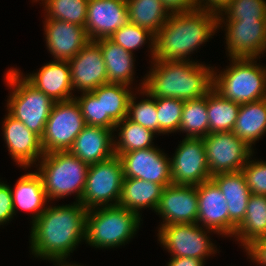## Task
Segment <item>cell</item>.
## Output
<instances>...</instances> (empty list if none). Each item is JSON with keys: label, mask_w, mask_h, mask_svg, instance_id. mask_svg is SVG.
<instances>
[{"label": "cell", "mask_w": 266, "mask_h": 266, "mask_svg": "<svg viewBox=\"0 0 266 266\" xmlns=\"http://www.w3.org/2000/svg\"><path fill=\"white\" fill-rule=\"evenodd\" d=\"M88 210L80 203L47 205L31 224L30 249L42 260L67 259L85 241Z\"/></svg>", "instance_id": "1"}, {"label": "cell", "mask_w": 266, "mask_h": 266, "mask_svg": "<svg viewBox=\"0 0 266 266\" xmlns=\"http://www.w3.org/2000/svg\"><path fill=\"white\" fill-rule=\"evenodd\" d=\"M218 29V14L205 9L170 14L154 35V60H190V54L211 39Z\"/></svg>", "instance_id": "2"}, {"label": "cell", "mask_w": 266, "mask_h": 266, "mask_svg": "<svg viewBox=\"0 0 266 266\" xmlns=\"http://www.w3.org/2000/svg\"><path fill=\"white\" fill-rule=\"evenodd\" d=\"M144 90L154 98L199 99L213 87V67L192 60H152Z\"/></svg>", "instance_id": "3"}, {"label": "cell", "mask_w": 266, "mask_h": 266, "mask_svg": "<svg viewBox=\"0 0 266 266\" xmlns=\"http://www.w3.org/2000/svg\"><path fill=\"white\" fill-rule=\"evenodd\" d=\"M257 60L229 58V66L220 72L213 66L212 88L223 98L240 105L265 99L266 66L263 67Z\"/></svg>", "instance_id": "4"}, {"label": "cell", "mask_w": 266, "mask_h": 266, "mask_svg": "<svg viewBox=\"0 0 266 266\" xmlns=\"http://www.w3.org/2000/svg\"><path fill=\"white\" fill-rule=\"evenodd\" d=\"M35 166L50 203L54 199L59 200L74 193L75 202L81 200L89 167L87 163L69 151H55L44 153Z\"/></svg>", "instance_id": "5"}, {"label": "cell", "mask_w": 266, "mask_h": 266, "mask_svg": "<svg viewBox=\"0 0 266 266\" xmlns=\"http://www.w3.org/2000/svg\"><path fill=\"white\" fill-rule=\"evenodd\" d=\"M141 216L120 206L88 210L85 242L91 247L110 249L130 242L141 226Z\"/></svg>", "instance_id": "6"}, {"label": "cell", "mask_w": 266, "mask_h": 266, "mask_svg": "<svg viewBox=\"0 0 266 266\" xmlns=\"http://www.w3.org/2000/svg\"><path fill=\"white\" fill-rule=\"evenodd\" d=\"M23 75L18 68H10L5 74L6 85L11 89L6 109L11 116L41 138L55 102L32 86Z\"/></svg>", "instance_id": "7"}, {"label": "cell", "mask_w": 266, "mask_h": 266, "mask_svg": "<svg viewBox=\"0 0 266 266\" xmlns=\"http://www.w3.org/2000/svg\"><path fill=\"white\" fill-rule=\"evenodd\" d=\"M123 167L116 155L88 167L85 188L79 201L87 210L117 206L123 185Z\"/></svg>", "instance_id": "8"}, {"label": "cell", "mask_w": 266, "mask_h": 266, "mask_svg": "<svg viewBox=\"0 0 266 266\" xmlns=\"http://www.w3.org/2000/svg\"><path fill=\"white\" fill-rule=\"evenodd\" d=\"M157 231L160 245L167 249L171 257H191L205 261L218 251L207 235L216 232L197 223L159 226Z\"/></svg>", "instance_id": "9"}, {"label": "cell", "mask_w": 266, "mask_h": 266, "mask_svg": "<svg viewBox=\"0 0 266 266\" xmlns=\"http://www.w3.org/2000/svg\"><path fill=\"white\" fill-rule=\"evenodd\" d=\"M85 126L80 105L75 98L55 102L41 137L44 153L69 151Z\"/></svg>", "instance_id": "10"}, {"label": "cell", "mask_w": 266, "mask_h": 266, "mask_svg": "<svg viewBox=\"0 0 266 266\" xmlns=\"http://www.w3.org/2000/svg\"><path fill=\"white\" fill-rule=\"evenodd\" d=\"M203 140L211 176L241 171L255 153L233 131L210 133Z\"/></svg>", "instance_id": "11"}, {"label": "cell", "mask_w": 266, "mask_h": 266, "mask_svg": "<svg viewBox=\"0 0 266 266\" xmlns=\"http://www.w3.org/2000/svg\"><path fill=\"white\" fill-rule=\"evenodd\" d=\"M170 158L172 184L200 185L211 179L203 138L185 137Z\"/></svg>", "instance_id": "12"}, {"label": "cell", "mask_w": 266, "mask_h": 266, "mask_svg": "<svg viewBox=\"0 0 266 266\" xmlns=\"http://www.w3.org/2000/svg\"><path fill=\"white\" fill-rule=\"evenodd\" d=\"M223 24L228 57L260 59L266 52V19L218 21V29Z\"/></svg>", "instance_id": "13"}, {"label": "cell", "mask_w": 266, "mask_h": 266, "mask_svg": "<svg viewBox=\"0 0 266 266\" xmlns=\"http://www.w3.org/2000/svg\"><path fill=\"white\" fill-rule=\"evenodd\" d=\"M118 157L124 178H138L163 187L172 184L170 158L157 146L122 153Z\"/></svg>", "instance_id": "14"}, {"label": "cell", "mask_w": 266, "mask_h": 266, "mask_svg": "<svg viewBox=\"0 0 266 266\" xmlns=\"http://www.w3.org/2000/svg\"><path fill=\"white\" fill-rule=\"evenodd\" d=\"M2 126L4 142L10 157L20 168H25V171L29 167L31 169L44 155L41 138L8 112Z\"/></svg>", "instance_id": "15"}, {"label": "cell", "mask_w": 266, "mask_h": 266, "mask_svg": "<svg viewBox=\"0 0 266 266\" xmlns=\"http://www.w3.org/2000/svg\"><path fill=\"white\" fill-rule=\"evenodd\" d=\"M155 212L163 219L160 226L197 223V186L171 184L164 187Z\"/></svg>", "instance_id": "16"}, {"label": "cell", "mask_w": 266, "mask_h": 266, "mask_svg": "<svg viewBox=\"0 0 266 266\" xmlns=\"http://www.w3.org/2000/svg\"><path fill=\"white\" fill-rule=\"evenodd\" d=\"M129 22L126 0H89L85 31L89 40L110 38Z\"/></svg>", "instance_id": "17"}, {"label": "cell", "mask_w": 266, "mask_h": 266, "mask_svg": "<svg viewBox=\"0 0 266 266\" xmlns=\"http://www.w3.org/2000/svg\"><path fill=\"white\" fill-rule=\"evenodd\" d=\"M73 91L92 92L107 84L106 65L99 45L90 40L82 50L69 61Z\"/></svg>", "instance_id": "18"}, {"label": "cell", "mask_w": 266, "mask_h": 266, "mask_svg": "<svg viewBox=\"0 0 266 266\" xmlns=\"http://www.w3.org/2000/svg\"><path fill=\"white\" fill-rule=\"evenodd\" d=\"M44 36L53 60L69 61L90 41L84 26L57 19H45Z\"/></svg>", "instance_id": "19"}, {"label": "cell", "mask_w": 266, "mask_h": 266, "mask_svg": "<svg viewBox=\"0 0 266 266\" xmlns=\"http://www.w3.org/2000/svg\"><path fill=\"white\" fill-rule=\"evenodd\" d=\"M197 224L209 228L219 236L229 237L227 202L217 185L210 179L197 185Z\"/></svg>", "instance_id": "20"}, {"label": "cell", "mask_w": 266, "mask_h": 266, "mask_svg": "<svg viewBox=\"0 0 266 266\" xmlns=\"http://www.w3.org/2000/svg\"><path fill=\"white\" fill-rule=\"evenodd\" d=\"M32 86L42 91L54 102L74 99L71 69L68 61L53 60L32 74L23 76Z\"/></svg>", "instance_id": "21"}, {"label": "cell", "mask_w": 266, "mask_h": 266, "mask_svg": "<svg viewBox=\"0 0 266 266\" xmlns=\"http://www.w3.org/2000/svg\"><path fill=\"white\" fill-rule=\"evenodd\" d=\"M227 202L229 213V237L245 218L248 200L251 196L242 171L219 173L211 176Z\"/></svg>", "instance_id": "22"}, {"label": "cell", "mask_w": 266, "mask_h": 266, "mask_svg": "<svg viewBox=\"0 0 266 266\" xmlns=\"http://www.w3.org/2000/svg\"><path fill=\"white\" fill-rule=\"evenodd\" d=\"M113 133L112 129L86 125L69 152L88 165L108 160L115 155Z\"/></svg>", "instance_id": "23"}, {"label": "cell", "mask_w": 266, "mask_h": 266, "mask_svg": "<svg viewBox=\"0 0 266 266\" xmlns=\"http://www.w3.org/2000/svg\"><path fill=\"white\" fill-rule=\"evenodd\" d=\"M11 194L14 207V215L21 209L31 212L33 223L46 209L49 200L47 199L41 176L35 172H27L11 187ZM48 202V203H47Z\"/></svg>", "instance_id": "24"}, {"label": "cell", "mask_w": 266, "mask_h": 266, "mask_svg": "<svg viewBox=\"0 0 266 266\" xmlns=\"http://www.w3.org/2000/svg\"><path fill=\"white\" fill-rule=\"evenodd\" d=\"M133 86L121 83H107L94 89L92 93L101 100L102 127L112 129L127 117L129 100L134 93Z\"/></svg>", "instance_id": "25"}, {"label": "cell", "mask_w": 266, "mask_h": 266, "mask_svg": "<svg viewBox=\"0 0 266 266\" xmlns=\"http://www.w3.org/2000/svg\"><path fill=\"white\" fill-rule=\"evenodd\" d=\"M95 42L99 45L103 54L107 83H121L132 86L135 78L134 62L136 60L133 57L134 55L110 38H102Z\"/></svg>", "instance_id": "26"}, {"label": "cell", "mask_w": 266, "mask_h": 266, "mask_svg": "<svg viewBox=\"0 0 266 266\" xmlns=\"http://www.w3.org/2000/svg\"><path fill=\"white\" fill-rule=\"evenodd\" d=\"M163 186L138 178H124L118 206L124 207L139 216L143 208L156 211Z\"/></svg>", "instance_id": "27"}, {"label": "cell", "mask_w": 266, "mask_h": 266, "mask_svg": "<svg viewBox=\"0 0 266 266\" xmlns=\"http://www.w3.org/2000/svg\"><path fill=\"white\" fill-rule=\"evenodd\" d=\"M233 133L253 149L266 133V98L240 105Z\"/></svg>", "instance_id": "28"}, {"label": "cell", "mask_w": 266, "mask_h": 266, "mask_svg": "<svg viewBox=\"0 0 266 266\" xmlns=\"http://www.w3.org/2000/svg\"><path fill=\"white\" fill-rule=\"evenodd\" d=\"M266 236V195L251 194L245 213V218L236 228L235 240L243 249L253 242ZM241 242V243H240Z\"/></svg>", "instance_id": "29"}, {"label": "cell", "mask_w": 266, "mask_h": 266, "mask_svg": "<svg viewBox=\"0 0 266 266\" xmlns=\"http://www.w3.org/2000/svg\"><path fill=\"white\" fill-rule=\"evenodd\" d=\"M115 131L118 133V139L116 138V133H114V154L116 156L134 150L154 147L153 138L158 135L154 131L129 120L127 117L115 125Z\"/></svg>", "instance_id": "30"}, {"label": "cell", "mask_w": 266, "mask_h": 266, "mask_svg": "<svg viewBox=\"0 0 266 266\" xmlns=\"http://www.w3.org/2000/svg\"><path fill=\"white\" fill-rule=\"evenodd\" d=\"M129 22L155 35L170 16L160 0H126Z\"/></svg>", "instance_id": "31"}, {"label": "cell", "mask_w": 266, "mask_h": 266, "mask_svg": "<svg viewBox=\"0 0 266 266\" xmlns=\"http://www.w3.org/2000/svg\"><path fill=\"white\" fill-rule=\"evenodd\" d=\"M240 104L223 98L213 88L207 93L209 134L233 131Z\"/></svg>", "instance_id": "32"}, {"label": "cell", "mask_w": 266, "mask_h": 266, "mask_svg": "<svg viewBox=\"0 0 266 266\" xmlns=\"http://www.w3.org/2000/svg\"><path fill=\"white\" fill-rule=\"evenodd\" d=\"M179 132L191 138H204L209 134L207 94L184 102Z\"/></svg>", "instance_id": "33"}, {"label": "cell", "mask_w": 266, "mask_h": 266, "mask_svg": "<svg viewBox=\"0 0 266 266\" xmlns=\"http://www.w3.org/2000/svg\"><path fill=\"white\" fill-rule=\"evenodd\" d=\"M142 82L139 83L137 92L133 93L128 105L127 118L141 126L148 128L155 133L159 134V123L156 110V98L151 96L144 88V78ZM139 93L146 99H141V101L136 102V95Z\"/></svg>", "instance_id": "34"}, {"label": "cell", "mask_w": 266, "mask_h": 266, "mask_svg": "<svg viewBox=\"0 0 266 266\" xmlns=\"http://www.w3.org/2000/svg\"><path fill=\"white\" fill-rule=\"evenodd\" d=\"M44 6L45 19H57L84 26L89 0H38Z\"/></svg>", "instance_id": "35"}, {"label": "cell", "mask_w": 266, "mask_h": 266, "mask_svg": "<svg viewBox=\"0 0 266 266\" xmlns=\"http://www.w3.org/2000/svg\"><path fill=\"white\" fill-rule=\"evenodd\" d=\"M110 39L132 54H134V50H138L148 43L151 60H154V35L147 29L128 22L123 27L117 29L110 36Z\"/></svg>", "instance_id": "36"}, {"label": "cell", "mask_w": 266, "mask_h": 266, "mask_svg": "<svg viewBox=\"0 0 266 266\" xmlns=\"http://www.w3.org/2000/svg\"><path fill=\"white\" fill-rule=\"evenodd\" d=\"M263 19H266V0H231L218 14V21Z\"/></svg>", "instance_id": "37"}, {"label": "cell", "mask_w": 266, "mask_h": 266, "mask_svg": "<svg viewBox=\"0 0 266 266\" xmlns=\"http://www.w3.org/2000/svg\"><path fill=\"white\" fill-rule=\"evenodd\" d=\"M184 102L180 99L156 98L159 135L179 131Z\"/></svg>", "instance_id": "38"}, {"label": "cell", "mask_w": 266, "mask_h": 266, "mask_svg": "<svg viewBox=\"0 0 266 266\" xmlns=\"http://www.w3.org/2000/svg\"><path fill=\"white\" fill-rule=\"evenodd\" d=\"M241 171L251 194L266 195V161H254L252 154Z\"/></svg>", "instance_id": "39"}, {"label": "cell", "mask_w": 266, "mask_h": 266, "mask_svg": "<svg viewBox=\"0 0 266 266\" xmlns=\"http://www.w3.org/2000/svg\"><path fill=\"white\" fill-rule=\"evenodd\" d=\"M74 98L80 105L86 125L102 127L101 100H98L92 92H83Z\"/></svg>", "instance_id": "40"}, {"label": "cell", "mask_w": 266, "mask_h": 266, "mask_svg": "<svg viewBox=\"0 0 266 266\" xmlns=\"http://www.w3.org/2000/svg\"><path fill=\"white\" fill-rule=\"evenodd\" d=\"M14 216L11 186L0 180V225L9 223Z\"/></svg>", "instance_id": "41"}, {"label": "cell", "mask_w": 266, "mask_h": 266, "mask_svg": "<svg viewBox=\"0 0 266 266\" xmlns=\"http://www.w3.org/2000/svg\"><path fill=\"white\" fill-rule=\"evenodd\" d=\"M248 258L259 266H266V236L257 239L245 249Z\"/></svg>", "instance_id": "42"}, {"label": "cell", "mask_w": 266, "mask_h": 266, "mask_svg": "<svg viewBox=\"0 0 266 266\" xmlns=\"http://www.w3.org/2000/svg\"><path fill=\"white\" fill-rule=\"evenodd\" d=\"M169 14L186 13L197 9V0H160Z\"/></svg>", "instance_id": "43"}, {"label": "cell", "mask_w": 266, "mask_h": 266, "mask_svg": "<svg viewBox=\"0 0 266 266\" xmlns=\"http://www.w3.org/2000/svg\"><path fill=\"white\" fill-rule=\"evenodd\" d=\"M231 0H197V8L219 14Z\"/></svg>", "instance_id": "44"}, {"label": "cell", "mask_w": 266, "mask_h": 266, "mask_svg": "<svg viewBox=\"0 0 266 266\" xmlns=\"http://www.w3.org/2000/svg\"><path fill=\"white\" fill-rule=\"evenodd\" d=\"M205 261L191 257H171L167 266H204Z\"/></svg>", "instance_id": "45"}, {"label": "cell", "mask_w": 266, "mask_h": 266, "mask_svg": "<svg viewBox=\"0 0 266 266\" xmlns=\"http://www.w3.org/2000/svg\"><path fill=\"white\" fill-rule=\"evenodd\" d=\"M48 261H51L53 262V264L55 266H83V265H78V264H75V263H69V261H67L66 259H53V260H48Z\"/></svg>", "instance_id": "46"}]
</instances>
